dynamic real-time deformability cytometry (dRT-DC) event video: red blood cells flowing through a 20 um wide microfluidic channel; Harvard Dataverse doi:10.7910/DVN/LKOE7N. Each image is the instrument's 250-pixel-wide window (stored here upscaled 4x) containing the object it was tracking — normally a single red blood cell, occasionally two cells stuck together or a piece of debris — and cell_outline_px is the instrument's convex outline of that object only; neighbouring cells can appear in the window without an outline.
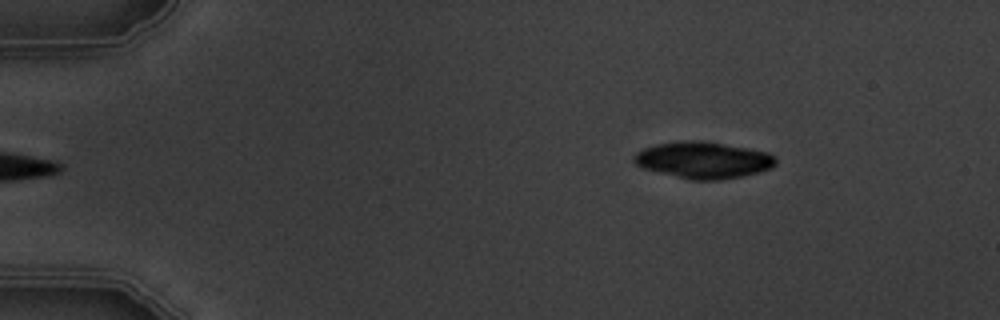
{"species": "common noctule bat (a hibernating species)", "species_latin": "Nyctalus noctula", "temperature_condition": "warm", "stored_images_in_passage": 6, "camera_frame_rate_fps": 3000, "um_per_image_px": 0.085, "animal": {"sex": "male", "body_mass_g": 19.5, "forearm_length_mm": 54.6}, "frame": {"image": 1, "passage_image": 6, "time_ms": 6.667, "image_size_px": [1000, 320], "cell_outline_px": [[776, 164], [772, 168], [760, 172], [744, 176], [720, 180], [692, 180], [644, 168], [636, 164], [632, 160], [632, 156], [636, 152], [644, 148], [656, 144], [684, 140], [704, 140], [748, 148], [768, 152], [776, 156]], "centroid_in_image_um": [59.81, 13.6], "position_along_channel_um": 25.2, "area_um2": 30.46}}